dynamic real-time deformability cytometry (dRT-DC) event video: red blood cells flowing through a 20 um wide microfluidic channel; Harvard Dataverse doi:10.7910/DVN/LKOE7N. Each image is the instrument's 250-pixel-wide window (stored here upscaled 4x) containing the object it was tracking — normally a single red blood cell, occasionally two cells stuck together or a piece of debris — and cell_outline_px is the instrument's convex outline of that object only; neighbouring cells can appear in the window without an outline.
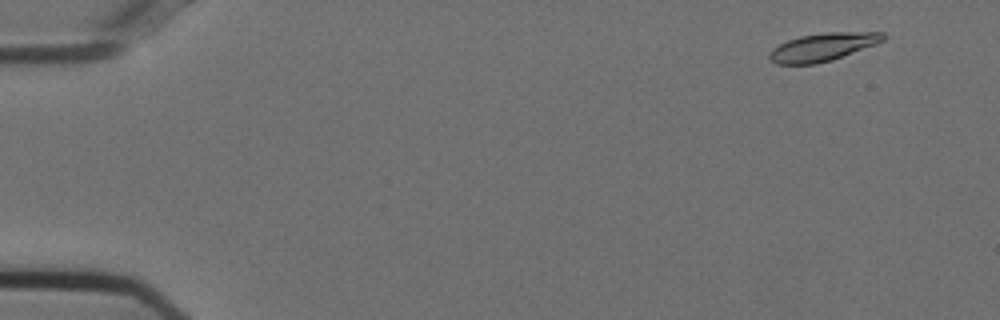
{"species": "Egyptian fruit bat (a non-hibernating species)", "species_latin": "Rousettus aegyptiacus", "temperature_condition": "cold", "stored_images_in_passage": 55, "camera_frame_rate_fps": 3000, "um_per_image_px": 0.085, "animal": {"sex": "female"}, "frame": {"image": 1, "passage_image": 4, "time_ms": 1.0, "image_size_px": [1000, 320], "cell_outline_px": [[888, 36], [884, 40], [876, 44], [832, 60], [816, 64], [776, 64], [768, 56], [768, 52], [772, 48], [788, 40], [800, 36], [824, 32], [884, 32]], "centroid_in_image_um": [69.95, 3.99], "position_along_channel_um": 15.1, "area_um2": 18.61}}
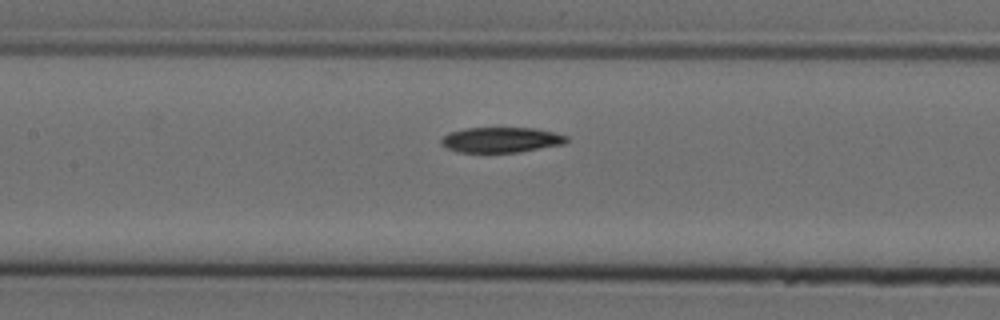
{"frame": {"image": 2, "passage_image": 26, "time_ms": 8.333, "image_size_px": [1000, 320], "cell_outline_px": [[568, 140], [564, 144], [520, 152], [456, 152], [440, 144], [440, 140], [448, 132], [464, 128], [536, 128], [568, 136]], "centroid_in_image_um": [42.57, 11.88], "position_along_channel_um": 164.8, "area_um2": 18.55}}
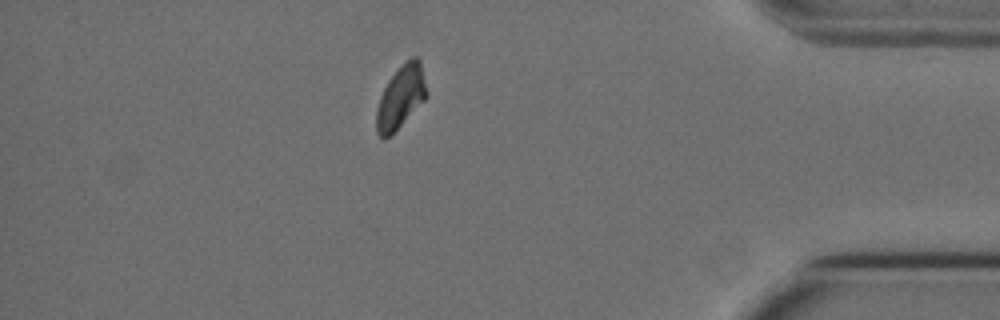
{"frame": {"image": 3, "passage_image": 48, "time_ms": 15.667, "image_size_px": [1000, 320], "cell_outline_px": [[428, 96], [384, 140], [376, 132], [376, 112], [380, 96], [388, 80], [412, 56], [416, 56], [420, 60], [428, 92]], "centroid_in_image_um": [34.07, 8.23], "position_along_channel_um": 401.1, "area_um2": 17.8}, "authors_computed_cell_mechanics": {"area_um2": 18.785, "velocity_mm_per_s": 3.7051, "shape_relaxation_time_tau1_ms": 6.6697, "shape_relaxation_time_tau2_ms": null, "deformation_change_tau1": 0.1688, "deformation_change_tau2": null}}